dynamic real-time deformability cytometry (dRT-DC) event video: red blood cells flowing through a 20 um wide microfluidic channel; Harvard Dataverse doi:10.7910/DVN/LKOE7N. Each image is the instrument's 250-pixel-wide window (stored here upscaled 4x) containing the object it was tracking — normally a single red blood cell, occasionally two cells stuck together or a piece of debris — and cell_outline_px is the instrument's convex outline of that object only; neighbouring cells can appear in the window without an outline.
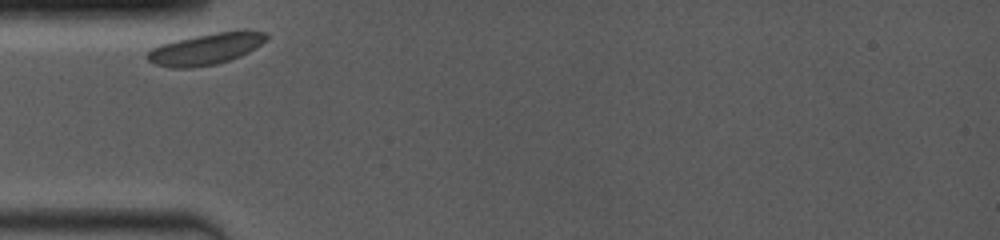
{"species": "common noctule bat (a hibernating species)", "species_latin": "Nyctalus noctula", "temperature_condition": "room temperature", "stored_images_in_passage": 59, "camera_frame_rate_fps": 4000, "um_per_image_px": 0.085, "animal": {"sex": "female", "body_mass_g": 19.0, "forearm_length_mm": 53.3}, "frame": {"image": 1, "passage_image": 1, "time_ms": 0.0, "image_size_px": [1000, 240], "cell_outline_px": [[268, 36], [260, 44], [248, 52], [240, 56], [216, 64], [188, 68], [168, 68], [156, 64], [148, 60], [144, 56], [152, 48], [160, 44], [176, 40], [216, 32], [268, 32]], "centroid_in_image_um": [17.4, 4.19], "position_along_channel_um": 67.6, "area_um2": 21.21}}
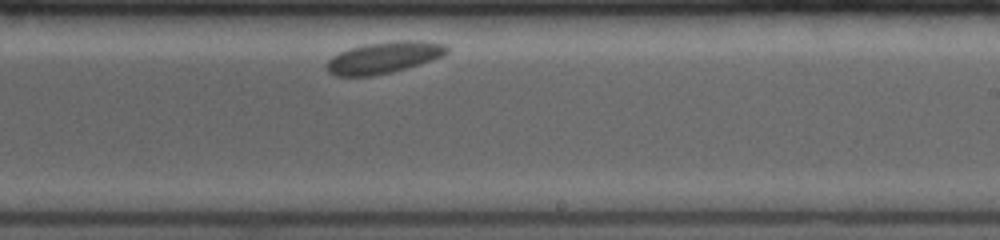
{"frame": {"image": 2, "passage_image": 31, "time_ms": 5.5, "image_size_px": [1000, 240], "cell_outline_px": [[448, 52], [444, 56], [432, 60], [392, 72], [372, 76], [336, 76], [328, 72], [324, 64], [332, 56], [348, 48], [364, 44], [400, 40], [416, 40], [444, 44], [448, 48]], "centroid_in_image_um": [32.59, 4.89], "position_along_channel_um": 256.4, "area_um2": 22.2}}
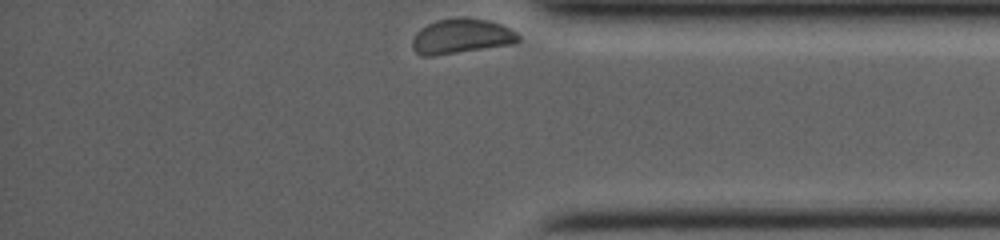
{"frame": {"image": 3, "passage_image": 59, "time_ms": 9.5, "image_size_px": [1000, 240], "cell_outline_px": [[520, 40], [516, 44], [432, 56], [420, 56], [412, 48], [412, 40], [416, 32], [420, 28], [436, 20], [460, 16], [468, 16], [488, 20], [500, 24], [516, 32], [520, 36]], "centroid_in_image_um": [39.22, 3.07], "position_along_channel_um": 396.0, "area_um2": 21.96}, "authors_computed_cell_mechanics": {"area_um2": 21.7906, "velocity_mm_per_s": 3.4627, "shape_relaxation_time_tau1_ms": 0.2675, "shape_relaxation_time_tau2_ms": null, "deformation_change_tau1": 0.0248, "deformation_change_tau2": null}}